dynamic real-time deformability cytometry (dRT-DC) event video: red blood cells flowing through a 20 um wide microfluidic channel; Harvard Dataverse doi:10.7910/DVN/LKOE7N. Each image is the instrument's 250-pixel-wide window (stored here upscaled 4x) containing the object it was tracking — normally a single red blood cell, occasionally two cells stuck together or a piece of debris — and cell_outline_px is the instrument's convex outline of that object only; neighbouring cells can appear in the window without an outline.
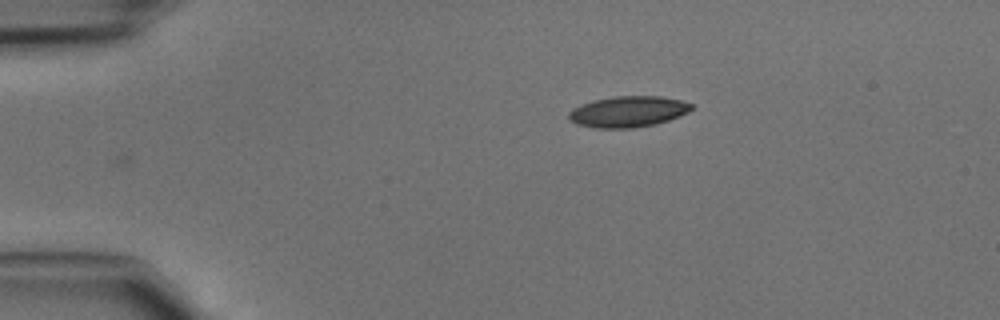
{"species": "common noctule bat (a hibernating species)", "species_latin": "Nyctalus noctula", "temperature_condition": "cold", "stored_images_in_passage": 34, "camera_frame_rate_fps": 3000, "um_per_image_px": 0.085, "animal": {"sex": "male", "body_mass_g": 15.6}, "frame": {"image": 1, "passage_image": 1, "time_ms": 0.0, "image_size_px": [1000, 320], "cell_outline_px": [[692, 108], [688, 112], [680, 116], [668, 120], [652, 124], [632, 128], [596, 128], [576, 124], [568, 116], [568, 112], [572, 108], [596, 100], [616, 96], [660, 96], [680, 100], [692, 104]], "centroid_in_image_um": [53.39, 9.49], "position_along_channel_um": 31.6, "area_um2": 21.85}}
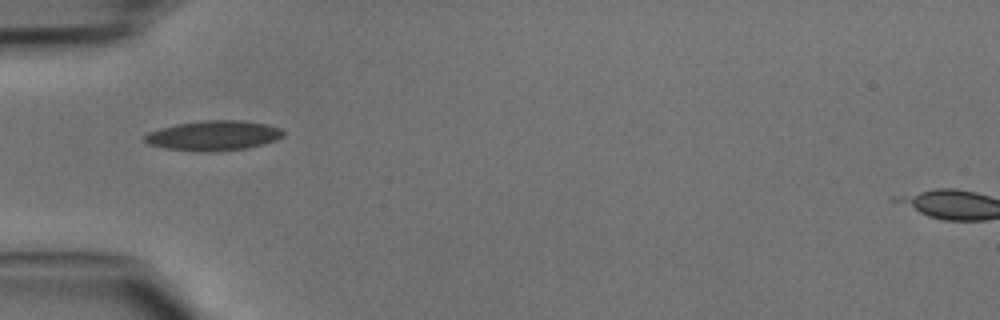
{"frame": {"image": 2, "passage_image": 7, "time_ms": 2.0, "image_size_px": [1000, 320], "cell_outline_px": [[284, 136], [276, 140], [264, 144], [248, 148], [216, 152], [196, 152], [164, 148], [148, 144], [144, 140], [144, 136], [148, 132], [160, 128], [176, 124], [204, 120], [240, 120], [264, 124], [280, 128], [284, 132]], "centroid_in_image_um": [18.14, 11.54], "position_along_channel_um": 66.9, "area_um2": 24.39}}
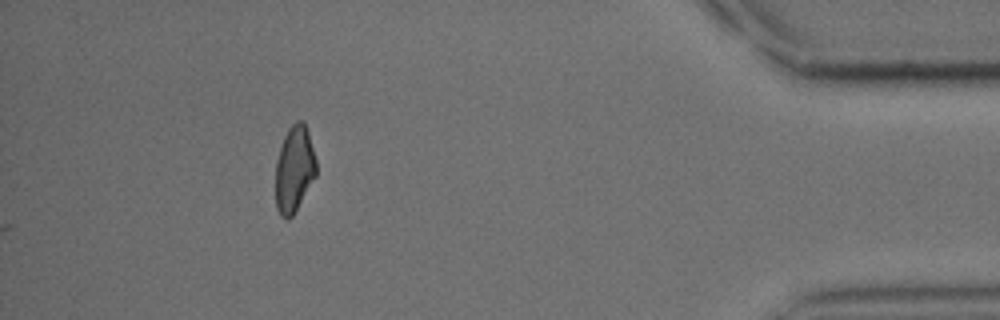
{"frame": {"image": 3, "passage_image": 34, "time_ms": 11.0, "image_size_px": [1000, 320], "cell_outline_px": [[316, 176], [292, 216], [288, 220], [284, 220], [280, 216], [276, 208], [276, 160], [284, 136], [288, 128], [296, 120], [304, 120], [308, 132], [316, 160]], "centroid_in_image_um": [25.01, 14.38], "position_along_channel_um": 410.2, "area_um2": 20.52}}